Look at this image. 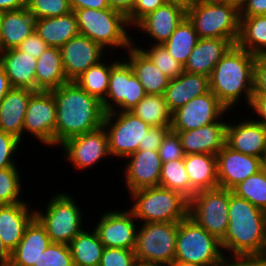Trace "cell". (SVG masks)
<instances>
[{
    "instance_id": "57",
    "label": "cell",
    "mask_w": 266,
    "mask_h": 266,
    "mask_svg": "<svg viewBox=\"0 0 266 266\" xmlns=\"http://www.w3.org/2000/svg\"><path fill=\"white\" fill-rule=\"evenodd\" d=\"M27 7L26 0H0V11L23 9Z\"/></svg>"
},
{
    "instance_id": "55",
    "label": "cell",
    "mask_w": 266,
    "mask_h": 266,
    "mask_svg": "<svg viewBox=\"0 0 266 266\" xmlns=\"http://www.w3.org/2000/svg\"><path fill=\"white\" fill-rule=\"evenodd\" d=\"M216 266H250V255L247 256L224 255Z\"/></svg>"
},
{
    "instance_id": "38",
    "label": "cell",
    "mask_w": 266,
    "mask_h": 266,
    "mask_svg": "<svg viewBox=\"0 0 266 266\" xmlns=\"http://www.w3.org/2000/svg\"><path fill=\"white\" fill-rule=\"evenodd\" d=\"M198 39L194 25L186 16L163 46L184 66Z\"/></svg>"
},
{
    "instance_id": "11",
    "label": "cell",
    "mask_w": 266,
    "mask_h": 266,
    "mask_svg": "<svg viewBox=\"0 0 266 266\" xmlns=\"http://www.w3.org/2000/svg\"><path fill=\"white\" fill-rule=\"evenodd\" d=\"M229 190L215 188L197 192L189 200L188 216L221 241L229 224Z\"/></svg>"
},
{
    "instance_id": "1",
    "label": "cell",
    "mask_w": 266,
    "mask_h": 266,
    "mask_svg": "<svg viewBox=\"0 0 266 266\" xmlns=\"http://www.w3.org/2000/svg\"><path fill=\"white\" fill-rule=\"evenodd\" d=\"M56 103L55 148L70 138L103 126L102 102L84 91L75 81L50 90Z\"/></svg>"
},
{
    "instance_id": "59",
    "label": "cell",
    "mask_w": 266,
    "mask_h": 266,
    "mask_svg": "<svg viewBox=\"0 0 266 266\" xmlns=\"http://www.w3.org/2000/svg\"><path fill=\"white\" fill-rule=\"evenodd\" d=\"M250 266H266V254L250 255Z\"/></svg>"
},
{
    "instance_id": "52",
    "label": "cell",
    "mask_w": 266,
    "mask_h": 266,
    "mask_svg": "<svg viewBox=\"0 0 266 266\" xmlns=\"http://www.w3.org/2000/svg\"><path fill=\"white\" fill-rule=\"evenodd\" d=\"M249 110V111H248ZM246 112L266 127V94H254L250 107Z\"/></svg>"
},
{
    "instance_id": "31",
    "label": "cell",
    "mask_w": 266,
    "mask_h": 266,
    "mask_svg": "<svg viewBox=\"0 0 266 266\" xmlns=\"http://www.w3.org/2000/svg\"><path fill=\"white\" fill-rule=\"evenodd\" d=\"M184 163L191 184V198L199 191L218 188L216 155H185Z\"/></svg>"
},
{
    "instance_id": "2",
    "label": "cell",
    "mask_w": 266,
    "mask_h": 266,
    "mask_svg": "<svg viewBox=\"0 0 266 266\" xmlns=\"http://www.w3.org/2000/svg\"><path fill=\"white\" fill-rule=\"evenodd\" d=\"M255 58V55L234 45L216 64L209 77L210 90L229 111L231 110V114L242 102V105L247 107L245 111L251 105L254 95Z\"/></svg>"
},
{
    "instance_id": "50",
    "label": "cell",
    "mask_w": 266,
    "mask_h": 266,
    "mask_svg": "<svg viewBox=\"0 0 266 266\" xmlns=\"http://www.w3.org/2000/svg\"><path fill=\"white\" fill-rule=\"evenodd\" d=\"M47 47L48 45L34 31L16 48L24 53H28L35 58H39L40 55L47 49Z\"/></svg>"
},
{
    "instance_id": "58",
    "label": "cell",
    "mask_w": 266,
    "mask_h": 266,
    "mask_svg": "<svg viewBox=\"0 0 266 266\" xmlns=\"http://www.w3.org/2000/svg\"><path fill=\"white\" fill-rule=\"evenodd\" d=\"M12 88L10 80L8 79L4 71V67L0 62V102Z\"/></svg>"
},
{
    "instance_id": "20",
    "label": "cell",
    "mask_w": 266,
    "mask_h": 266,
    "mask_svg": "<svg viewBox=\"0 0 266 266\" xmlns=\"http://www.w3.org/2000/svg\"><path fill=\"white\" fill-rule=\"evenodd\" d=\"M218 187L232 190L262 169L261 158L233 150L226 144L216 155Z\"/></svg>"
},
{
    "instance_id": "19",
    "label": "cell",
    "mask_w": 266,
    "mask_h": 266,
    "mask_svg": "<svg viewBox=\"0 0 266 266\" xmlns=\"http://www.w3.org/2000/svg\"><path fill=\"white\" fill-rule=\"evenodd\" d=\"M233 117L227 123L225 144L243 154L261 158L266 148V127L252 115H246V118L240 115L238 120L241 117L243 119L239 121L236 116L234 120Z\"/></svg>"
},
{
    "instance_id": "12",
    "label": "cell",
    "mask_w": 266,
    "mask_h": 266,
    "mask_svg": "<svg viewBox=\"0 0 266 266\" xmlns=\"http://www.w3.org/2000/svg\"><path fill=\"white\" fill-rule=\"evenodd\" d=\"M120 59L111 67L109 88L102 102L104 113L131 111L147 94L130 64Z\"/></svg>"
},
{
    "instance_id": "25",
    "label": "cell",
    "mask_w": 266,
    "mask_h": 266,
    "mask_svg": "<svg viewBox=\"0 0 266 266\" xmlns=\"http://www.w3.org/2000/svg\"><path fill=\"white\" fill-rule=\"evenodd\" d=\"M35 91L12 88L0 102V130L23 142V123L30 96Z\"/></svg>"
},
{
    "instance_id": "28",
    "label": "cell",
    "mask_w": 266,
    "mask_h": 266,
    "mask_svg": "<svg viewBox=\"0 0 266 266\" xmlns=\"http://www.w3.org/2000/svg\"><path fill=\"white\" fill-rule=\"evenodd\" d=\"M0 62L13 88L36 92L37 58L13 48L0 52Z\"/></svg>"
},
{
    "instance_id": "65",
    "label": "cell",
    "mask_w": 266,
    "mask_h": 266,
    "mask_svg": "<svg viewBox=\"0 0 266 266\" xmlns=\"http://www.w3.org/2000/svg\"><path fill=\"white\" fill-rule=\"evenodd\" d=\"M261 166H262V169H264L266 171V148H265L263 155L261 157Z\"/></svg>"
},
{
    "instance_id": "4",
    "label": "cell",
    "mask_w": 266,
    "mask_h": 266,
    "mask_svg": "<svg viewBox=\"0 0 266 266\" xmlns=\"http://www.w3.org/2000/svg\"><path fill=\"white\" fill-rule=\"evenodd\" d=\"M74 12L79 34L96 42L109 52V55L119 50L125 52L132 45L133 32H130L132 28L123 13L111 8H83Z\"/></svg>"
},
{
    "instance_id": "18",
    "label": "cell",
    "mask_w": 266,
    "mask_h": 266,
    "mask_svg": "<svg viewBox=\"0 0 266 266\" xmlns=\"http://www.w3.org/2000/svg\"><path fill=\"white\" fill-rule=\"evenodd\" d=\"M60 51L68 81H75L88 68L108 56V52L100 45L80 34L64 44Z\"/></svg>"
},
{
    "instance_id": "40",
    "label": "cell",
    "mask_w": 266,
    "mask_h": 266,
    "mask_svg": "<svg viewBox=\"0 0 266 266\" xmlns=\"http://www.w3.org/2000/svg\"><path fill=\"white\" fill-rule=\"evenodd\" d=\"M138 38L132 37V45L139 48L158 69L164 73L170 80L176 78L184 72V66L175 60L168 52L165 46L152 44H138L141 41ZM146 45V47H144ZM148 46V47H147Z\"/></svg>"
},
{
    "instance_id": "14",
    "label": "cell",
    "mask_w": 266,
    "mask_h": 266,
    "mask_svg": "<svg viewBox=\"0 0 266 266\" xmlns=\"http://www.w3.org/2000/svg\"><path fill=\"white\" fill-rule=\"evenodd\" d=\"M105 212H99L100 217L93 220L92 226L98 234V237L105 247L124 248L134 250L136 246V235L138 230V220L128 209L119 208L113 210L108 208Z\"/></svg>"
},
{
    "instance_id": "34",
    "label": "cell",
    "mask_w": 266,
    "mask_h": 266,
    "mask_svg": "<svg viewBox=\"0 0 266 266\" xmlns=\"http://www.w3.org/2000/svg\"><path fill=\"white\" fill-rule=\"evenodd\" d=\"M68 246L74 266H99L105 248L95 229L92 225L89 227L88 224Z\"/></svg>"
},
{
    "instance_id": "29",
    "label": "cell",
    "mask_w": 266,
    "mask_h": 266,
    "mask_svg": "<svg viewBox=\"0 0 266 266\" xmlns=\"http://www.w3.org/2000/svg\"><path fill=\"white\" fill-rule=\"evenodd\" d=\"M121 54L132 67L146 94L164 95L170 79L139 48L131 45Z\"/></svg>"
},
{
    "instance_id": "6",
    "label": "cell",
    "mask_w": 266,
    "mask_h": 266,
    "mask_svg": "<svg viewBox=\"0 0 266 266\" xmlns=\"http://www.w3.org/2000/svg\"><path fill=\"white\" fill-rule=\"evenodd\" d=\"M128 195V209L139 223L180 222L188 216L189 200L177 191L156 186Z\"/></svg>"
},
{
    "instance_id": "5",
    "label": "cell",
    "mask_w": 266,
    "mask_h": 266,
    "mask_svg": "<svg viewBox=\"0 0 266 266\" xmlns=\"http://www.w3.org/2000/svg\"><path fill=\"white\" fill-rule=\"evenodd\" d=\"M198 38H223L237 43L240 5L233 0H195L187 9Z\"/></svg>"
},
{
    "instance_id": "41",
    "label": "cell",
    "mask_w": 266,
    "mask_h": 266,
    "mask_svg": "<svg viewBox=\"0 0 266 266\" xmlns=\"http://www.w3.org/2000/svg\"><path fill=\"white\" fill-rule=\"evenodd\" d=\"M232 193L266 212V171L261 169L232 189Z\"/></svg>"
},
{
    "instance_id": "22",
    "label": "cell",
    "mask_w": 266,
    "mask_h": 266,
    "mask_svg": "<svg viewBox=\"0 0 266 266\" xmlns=\"http://www.w3.org/2000/svg\"><path fill=\"white\" fill-rule=\"evenodd\" d=\"M229 112L228 110L212 124L189 131L176 132L181 139L185 155L197 153L217 155L225 145Z\"/></svg>"
},
{
    "instance_id": "43",
    "label": "cell",
    "mask_w": 266,
    "mask_h": 266,
    "mask_svg": "<svg viewBox=\"0 0 266 266\" xmlns=\"http://www.w3.org/2000/svg\"><path fill=\"white\" fill-rule=\"evenodd\" d=\"M27 10L35 19L58 17L69 14V0H28Z\"/></svg>"
},
{
    "instance_id": "21",
    "label": "cell",
    "mask_w": 266,
    "mask_h": 266,
    "mask_svg": "<svg viewBox=\"0 0 266 266\" xmlns=\"http://www.w3.org/2000/svg\"><path fill=\"white\" fill-rule=\"evenodd\" d=\"M187 16V10L175 4L165 3L155 11L142 18L133 28L134 37L137 33L143 34L147 44L162 45L173 34L178 25ZM140 31V32H139ZM152 42V43H151Z\"/></svg>"
},
{
    "instance_id": "16",
    "label": "cell",
    "mask_w": 266,
    "mask_h": 266,
    "mask_svg": "<svg viewBox=\"0 0 266 266\" xmlns=\"http://www.w3.org/2000/svg\"><path fill=\"white\" fill-rule=\"evenodd\" d=\"M228 109L209 92L197 96L172 113L171 130L183 132L218 121Z\"/></svg>"
},
{
    "instance_id": "62",
    "label": "cell",
    "mask_w": 266,
    "mask_h": 266,
    "mask_svg": "<svg viewBox=\"0 0 266 266\" xmlns=\"http://www.w3.org/2000/svg\"><path fill=\"white\" fill-rule=\"evenodd\" d=\"M169 266H205V265H200L197 263H190L186 261L174 260Z\"/></svg>"
},
{
    "instance_id": "64",
    "label": "cell",
    "mask_w": 266,
    "mask_h": 266,
    "mask_svg": "<svg viewBox=\"0 0 266 266\" xmlns=\"http://www.w3.org/2000/svg\"><path fill=\"white\" fill-rule=\"evenodd\" d=\"M0 266H17L11 259L0 261Z\"/></svg>"
},
{
    "instance_id": "42",
    "label": "cell",
    "mask_w": 266,
    "mask_h": 266,
    "mask_svg": "<svg viewBox=\"0 0 266 266\" xmlns=\"http://www.w3.org/2000/svg\"><path fill=\"white\" fill-rule=\"evenodd\" d=\"M23 174L19 166L0 169V205L24 202Z\"/></svg>"
},
{
    "instance_id": "8",
    "label": "cell",
    "mask_w": 266,
    "mask_h": 266,
    "mask_svg": "<svg viewBox=\"0 0 266 266\" xmlns=\"http://www.w3.org/2000/svg\"><path fill=\"white\" fill-rule=\"evenodd\" d=\"M175 259L216 266L224 256L220 241L187 216L178 222Z\"/></svg>"
},
{
    "instance_id": "9",
    "label": "cell",
    "mask_w": 266,
    "mask_h": 266,
    "mask_svg": "<svg viewBox=\"0 0 266 266\" xmlns=\"http://www.w3.org/2000/svg\"><path fill=\"white\" fill-rule=\"evenodd\" d=\"M177 235L178 222L139 223L134 248L137 260L170 265L175 259Z\"/></svg>"
},
{
    "instance_id": "24",
    "label": "cell",
    "mask_w": 266,
    "mask_h": 266,
    "mask_svg": "<svg viewBox=\"0 0 266 266\" xmlns=\"http://www.w3.org/2000/svg\"><path fill=\"white\" fill-rule=\"evenodd\" d=\"M234 45L230 39L199 38L184 65V71L210 77L216 64Z\"/></svg>"
},
{
    "instance_id": "56",
    "label": "cell",
    "mask_w": 266,
    "mask_h": 266,
    "mask_svg": "<svg viewBox=\"0 0 266 266\" xmlns=\"http://www.w3.org/2000/svg\"><path fill=\"white\" fill-rule=\"evenodd\" d=\"M111 9L123 13L126 17L132 12L135 0H107Z\"/></svg>"
},
{
    "instance_id": "27",
    "label": "cell",
    "mask_w": 266,
    "mask_h": 266,
    "mask_svg": "<svg viewBox=\"0 0 266 266\" xmlns=\"http://www.w3.org/2000/svg\"><path fill=\"white\" fill-rule=\"evenodd\" d=\"M51 243L45 227L34 217L26 226L18 246L11 252V260L17 266H38V258Z\"/></svg>"
},
{
    "instance_id": "48",
    "label": "cell",
    "mask_w": 266,
    "mask_h": 266,
    "mask_svg": "<svg viewBox=\"0 0 266 266\" xmlns=\"http://www.w3.org/2000/svg\"><path fill=\"white\" fill-rule=\"evenodd\" d=\"M165 3L164 0H135L133 10L127 16L129 26L133 28L142 18Z\"/></svg>"
},
{
    "instance_id": "32",
    "label": "cell",
    "mask_w": 266,
    "mask_h": 266,
    "mask_svg": "<svg viewBox=\"0 0 266 266\" xmlns=\"http://www.w3.org/2000/svg\"><path fill=\"white\" fill-rule=\"evenodd\" d=\"M35 32L48 46L61 48L79 35L76 14L71 11L63 16L36 19Z\"/></svg>"
},
{
    "instance_id": "51",
    "label": "cell",
    "mask_w": 266,
    "mask_h": 266,
    "mask_svg": "<svg viewBox=\"0 0 266 266\" xmlns=\"http://www.w3.org/2000/svg\"><path fill=\"white\" fill-rule=\"evenodd\" d=\"M254 94H266V55H257L254 61Z\"/></svg>"
},
{
    "instance_id": "30",
    "label": "cell",
    "mask_w": 266,
    "mask_h": 266,
    "mask_svg": "<svg viewBox=\"0 0 266 266\" xmlns=\"http://www.w3.org/2000/svg\"><path fill=\"white\" fill-rule=\"evenodd\" d=\"M35 17L27 8L3 12L1 17V52L18 47L35 31Z\"/></svg>"
},
{
    "instance_id": "33",
    "label": "cell",
    "mask_w": 266,
    "mask_h": 266,
    "mask_svg": "<svg viewBox=\"0 0 266 266\" xmlns=\"http://www.w3.org/2000/svg\"><path fill=\"white\" fill-rule=\"evenodd\" d=\"M35 80L36 91H50L69 82L64 73L60 48L48 46L37 58Z\"/></svg>"
},
{
    "instance_id": "37",
    "label": "cell",
    "mask_w": 266,
    "mask_h": 266,
    "mask_svg": "<svg viewBox=\"0 0 266 266\" xmlns=\"http://www.w3.org/2000/svg\"><path fill=\"white\" fill-rule=\"evenodd\" d=\"M131 112L151 127H171L172 113L164 95L147 94Z\"/></svg>"
},
{
    "instance_id": "7",
    "label": "cell",
    "mask_w": 266,
    "mask_h": 266,
    "mask_svg": "<svg viewBox=\"0 0 266 266\" xmlns=\"http://www.w3.org/2000/svg\"><path fill=\"white\" fill-rule=\"evenodd\" d=\"M53 194L45 202L46 206L35 207V217L45 227L52 243L69 244L86 227L84 214L87 213L71 193L60 191Z\"/></svg>"
},
{
    "instance_id": "26",
    "label": "cell",
    "mask_w": 266,
    "mask_h": 266,
    "mask_svg": "<svg viewBox=\"0 0 266 266\" xmlns=\"http://www.w3.org/2000/svg\"><path fill=\"white\" fill-rule=\"evenodd\" d=\"M210 91L209 77L183 72L169 81L164 97L171 113L183 106L189 100Z\"/></svg>"
},
{
    "instance_id": "39",
    "label": "cell",
    "mask_w": 266,
    "mask_h": 266,
    "mask_svg": "<svg viewBox=\"0 0 266 266\" xmlns=\"http://www.w3.org/2000/svg\"><path fill=\"white\" fill-rule=\"evenodd\" d=\"M159 186L177 191L191 199V184L184 159L162 163Z\"/></svg>"
},
{
    "instance_id": "49",
    "label": "cell",
    "mask_w": 266,
    "mask_h": 266,
    "mask_svg": "<svg viewBox=\"0 0 266 266\" xmlns=\"http://www.w3.org/2000/svg\"><path fill=\"white\" fill-rule=\"evenodd\" d=\"M171 127H151L145 134L143 142L139 144L138 150L158 151L166 134Z\"/></svg>"
},
{
    "instance_id": "66",
    "label": "cell",
    "mask_w": 266,
    "mask_h": 266,
    "mask_svg": "<svg viewBox=\"0 0 266 266\" xmlns=\"http://www.w3.org/2000/svg\"><path fill=\"white\" fill-rule=\"evenodd\" d=\"M3 12L0 11V52H1V17Z\"/></svg>"
},
{
    "instance_id": "36",
    "label": "cell",
    "mask_w": 266,
    "mask_h": 266,
    "mask_svg": "<svg viewBox=\"0 0 266 266\" xmlns=\"http://www.w3.org/2000/svg\"><path fill=\"white\" fill-rule=\"evenodd\" d=\"M236 45L255 56L266 55V15L240 17Z\"/></svg>"
},
{
    "instance_id": "35",
    "label": "cell",
    "mask_w": 266,
    "mask_h": 266,
    "mask_svg": "<svg viewBox=\"0 0 266 266\" xmlns=\"http://www.w3.org/2000/svg\"><path fill=\"white\" fill-rule=\"evenodd\" d=\"M113 55L116 54H112L111 57L108 55L109 58L106 56L75 80L84 91L97 98L100 102L105 100L108 92L111 67L118 61L117 59H120L118 56L113 57Z\"/></svg>"
},
{
    "instance_id": "23",
    "label": "cell",
    "mask_w": 266,
    "mask_h": 266,
    "mask_svg": "<svg viewBox=\"0 0 266 266\" xmlns=\"http://www.w3.org/2000/svg\"><path fill=\"white\" fill-rule=\"evenodd\" d=\"M24 202L0 205V239L11 253L23 238L26 226L35 217V204ZM33 209V210H32Z\"/></svg>"
},
{
    "instance_id": "44",
    "label": "cell",
    "mask_w": 266,
    "mask_h": 266,
    "mask_svg": "<svg viewBox=\"0 0 266 266\" xmlns=\"http://www.w3.org/2000/svg\"><path fill=\"white\" fill-rule=\"evenodd\" d=\"M38 266H74L68 244L51 243L38 258Z\"/></svg>"
},
{
    "instance_id": "17",
    "label": "cell",
    "mask_w": 266,
    "mask_h": 266,
    "mask_svg": "<svg viewBox=\"0 0 266 266\" xmlns=\"http://www.w3.org/2000/svg\"><path fill=\"white\" fill-rule=\"evenodd\" d=\"M124 162L125 166L121 173L128 193L159 186L162 161L158 151L137 150L125 158Z\"/></svg>"
},
{
    "instance_id": "67",
    "label": "cell",
    "mask_w": 266,
    "mask_h": 266,
    "mask_svg": "<svg viewBox=\"0 0 266 266\" xmlns=\"http://www.w3.org/2000/svg\"><path fill=\"white\" fill-rule=\"evenodd\" d=\"M233 1L240 5L244 0H233Z\"/></svg>"
},
{
    "instance_id": "53",
    "label": "cell",
    "mask_w": 266,
    "mask_h": 266,
    "mask_svg": "<svg viewBox=\"0 0 266 266\" xmlns=\"http://www.w3.org/2000/svg\"><path fill=\"white\" fill-rule=\"evenodd\" d=\"M266 15V0H244L240 4V17Z\"/></svg>"
},
{
    "instance_id": "61",
    "label": "cell",
    "mask_w": 266,
    "mask_h": 266,
    "mask_svg": "<svg viewBox=\"0 0 266 266\" xmlns=\"http://www.w3.org/2000/svg\"><path fill=\"white\" fill-rule=\"evenodd\" d=\"M11 259V253L7 250V248L2 243L0 239V261H5Z\"/></svg>"
},
{
    "instance_id": "45",
    "label": "cell",
    "mask_w": 266,
    "mask_h": 266,
    "mask_svg": "<svg viewBox=\"0 0 266 266\" xmlns=\"http://www.w3.org/2000/svg\"><path fill=\"white\" fill-rule=\"evenodd\" d=\"M22 145L20 140L0 130V169L19 165L15 160Z\"/></svg>"
},
{
    "instance_id": "15",
    "label": "cell",
    "mask_w": 266,
    "mask_h": 266,
    "mask_svg": "<svg viewBox=\"0 0 266 266\" xmlns=\"http://www.w3.org/2000/svg\"><path fill=\"white\" fill-rule=\"evenodd\" d=\"M56 103L50 91L34 92L28 102L23 123V140L30 135L42 145L55 147ZM40 141V142H39Z\"/></svg>"
},
{
    "instance_id": "54",
    "label": "cell",
    "mask_w": 266,
    "mask_h": 266,
    "mask_svg": "<svg viewBox=\"0 0 266 266\" xmlns=\"http://www.w3.org/2000/svg\"><path fill=\"white\" fill-rule=\"evenodd\" d=\"M72 11L76 9H107L110 8L107 0H69Z\"/></svg>"
},
{
    "instance_id": "47",
    "label": "cell",
    "mask_w": 266,
    "mask_h": 266,
    "mask_svg": "<svg viewBox=\"0 0 266 266\" xmlns=\"http://www.w3.org/2000/svg\"><path fill=\"white\" fill-rule=\"evenodd\" d=\"M134 250L105 247L99 266H135Z\"/></svg>"
},
{
    "instance_id": "3",
    "label": "cell",
    "mask_w": 266,
    "mask_h": 266,
    "mask_svg": "<svg viewBox=\"0 0 266 266\" xmlns=\"http://www.w3.org/2000/svg\"><path fill=\"white\" fill-rule=\"evenodd\" d=\"M229 224L220 241L224 255L266 254V212L229 190Z\"/></svg>"
},
{
    "instance_id": "63",
    "label": "cell",
    "mask_w": 266,
    "mask_h": 266,
    "mask_svg": "<svg viewBox=\"0 0 266 266\" xmlns=\"http://www.w3.org/2000/svg\"><path fill=\"white\" fill-rule=\"evenodd\" d=\"M135 266H169V265L152 263V262H143V261L137 260Z\"/></svg>"
},
{
    "instance_id": "10",
    "label": "cell",
    "mask_w": 266,
    "mask_h": 266,
    "mask_svg": "<svg viewBox=\"0 0 266 266\" xmlns=\"http://www.w3.org/2000/svg\"><path fill=\"white\" fill-rule=\"evenodd\" d=\"M103 127L108 136L110 155L117 161L136 152L146 132L151 128L131 111L106 113Z\"/></svg>"
},
{
    "instance_id": "13",
    "label": "cell",
    "mask_w": 266,
    "mask_h": 266,
    "mask_svg": "<svg viewBox=\"0 0 266 266\" xmlns=\"http://www.w3.org/2000/svg\"><path fill=\"white\" fill-rule=\"evenodd\" d=\"M59 151H63L62 159L72 165L71 168L85 172L90 168H96L97 163H101L104 159L110 157L108 136L106 130L101 128L89 133H84L73 137L62 143Z\"/></svg>"
},
{
    "instance_id": "60",
    "label": "cell",
    "mask_w": 266,
    "mask_h": 266,
    "mask_svg": "<svg viewBox=\"0 0 266 266\" xmlns=\"http://www.w3.org/2000/svg\"><path fill=\"white\" fill-rule=\"evenodd\" d=\"M166 3L175 4L181 6L184 9H188L195 0H164Z\"/></svg>"
},
{
    "instance_id": "46",
    "label": "cell",
    "mask_w": 266,
    "mask_h": 266,
    "mask_svg": "<svg viewBox=\"0 0 266 266\" xmlns=\"http://www.w3.org/2000/svg\"><path fill=\"white\" fill-rule=\"evenodd\" d=\"M158 153L162 163L184 159L185 153L178 133L170 130L164 137Z\"/></svg>"
}]
</instances>
